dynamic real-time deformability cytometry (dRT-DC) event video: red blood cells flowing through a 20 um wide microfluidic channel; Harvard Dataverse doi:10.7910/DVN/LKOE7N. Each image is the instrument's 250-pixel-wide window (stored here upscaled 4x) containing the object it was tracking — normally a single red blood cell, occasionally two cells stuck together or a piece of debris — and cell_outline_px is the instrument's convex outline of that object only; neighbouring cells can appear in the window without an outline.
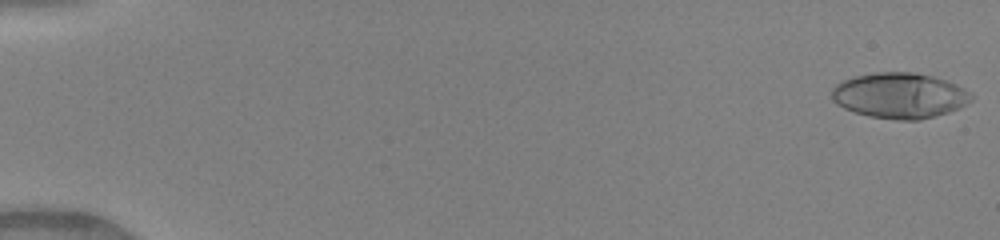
{"species": "human", "species_latin": "Homo sapiens", "temperature_condition": "warm", "stored_images_in_passage": 49, "camera_frame_rate_fps": 3000, "um_per_image_px": 0.085, "donor": {"sex": "female"}, "frame": {"image": 1, "passage_image": 1, "time_ms": 0.0, "image_size_px": [1000, 240], "cell_outline_px": [[972, 100], [960, 108], [948, 112], [920, 120], [896, 120], [868, 116], [844, 108], [836, 104], [832, 100], [832, 88], [836, 84], [844, 80], [856, 76], [876, 72], [916, 72], [948, 80], [972, 92]], "centroid_in_image_um": [76.49, 8.12], "position_along_channel_um": 8.5, "area_um2": 37.22}}
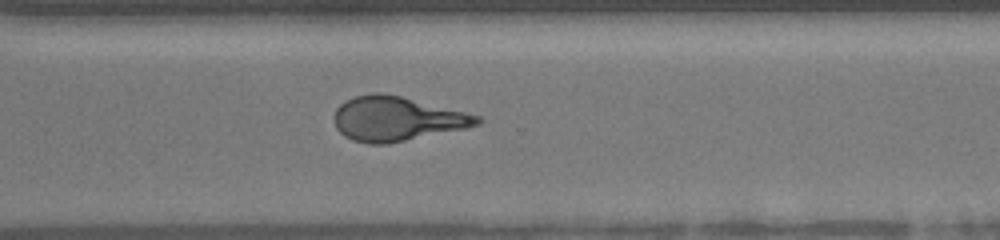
{"frame": {"image": 2, "passage_image": 37, "time_ms": 12.0, "image_size_px": [1000, 240], "cell_outline_px": [[484, 120], [480, 124], [468, 128], [384, 144], [368, 144], [352, 140], [344, 136], [336, 128], [332, 116], [336, 108], [344, 100], [356, 96], [372, 92], [380, 92], [400, 96], [480, 116]], "centroid_in_image_um": [33.68, 10.1], "position_along_channel_um": 336.9, "area_um2": 36.99}}
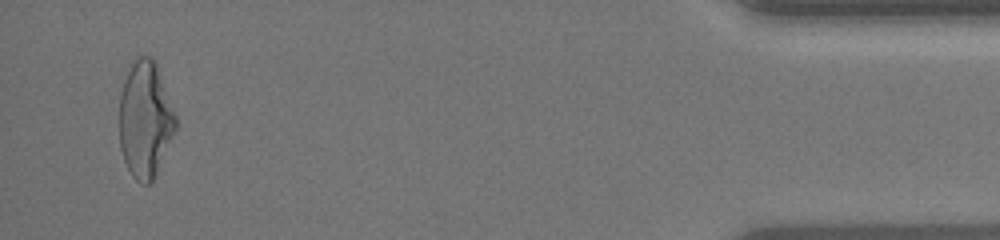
{"frame": {"image": 3, "passage_image": 48, "time_ms": 15.667, "image_size_px": [1000, 240], "cell_outline_px": [[176, 128], [156, 172], [152, 180], [148, 184], [140, 184], [132, 176], [124, 160], [120, 148], [120, 92], [124, 80], [136, 56], [152, 56], [156, 64], [176, 116]], "centroid_in_image_um": [12.32, 10.15], "position_along_channel_um": 422.9, "area_um2": 37.63}, "authors_computed_cell_mechanics": {"area_um2": 36.6452, "velocity_mm_per_s": 4.1561, "shape_relaxation_time_tau1_ms": 5.731, "shape_relaxation_time_tau2_ms": 1.1704, "deformation_change_tau1": 0.2414, "deformation_change_tau2": 0.1124}}